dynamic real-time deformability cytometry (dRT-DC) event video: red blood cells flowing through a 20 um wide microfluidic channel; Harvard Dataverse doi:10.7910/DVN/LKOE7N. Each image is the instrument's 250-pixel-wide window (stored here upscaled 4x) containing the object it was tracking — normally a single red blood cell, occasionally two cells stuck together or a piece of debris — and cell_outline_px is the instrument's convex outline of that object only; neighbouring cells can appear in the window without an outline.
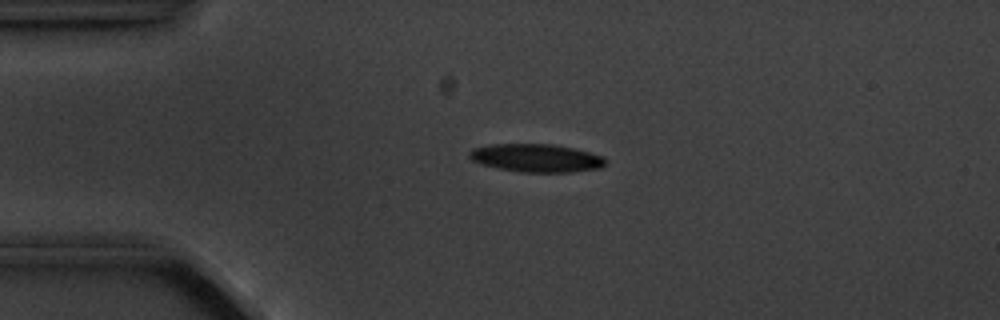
{"species": "common noctule bat (a hibernating species)", "species_latin": "Nyctalus noctula", "temperature_condition": "cold", "stored_images_in_passage": 5, "camera_frame_rate_fps": 3000, "um_per_image_px": 0.085, "animal": {"sex": "male", "body_mass_g": 20.1, "forearm_length_mm": 53.5}, "frame": {"image": 1, "passage_image": 4, "time_ms": 3.667, "image_size_px": [1000, 320], "cell_outline_px": [[608, 164], [600, 168], [572, 172], [520, 172], [500, 168], [484, 164], [472, 160], [468, 156], [468, 152], [472, 148], [492, 144], [556, 144], [576, 148], [604, 156], [608, 160]], "centroid_in_image_um": [45.66, 13.42], "position_along_channel_um": 39.3, "area_um2": 22.54}}